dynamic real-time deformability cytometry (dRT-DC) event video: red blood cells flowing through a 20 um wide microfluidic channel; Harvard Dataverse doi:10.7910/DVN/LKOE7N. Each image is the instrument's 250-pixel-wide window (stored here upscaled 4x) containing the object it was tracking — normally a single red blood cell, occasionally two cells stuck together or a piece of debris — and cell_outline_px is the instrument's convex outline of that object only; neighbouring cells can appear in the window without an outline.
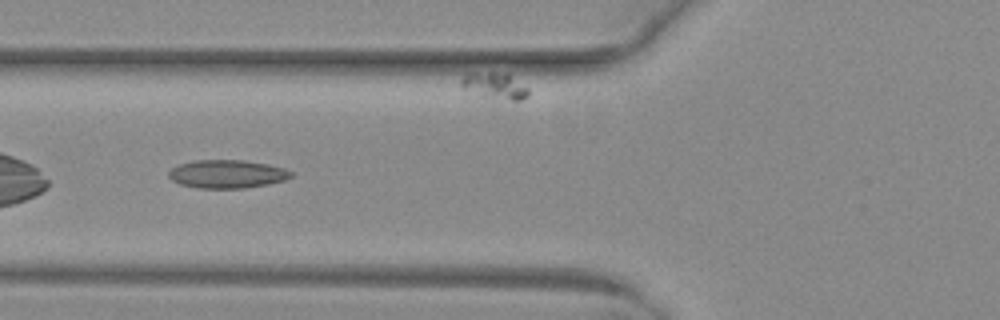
{"species": "common noctule bat (a hibernating species)", "species_latin": "Nyctalus noctula", "temperature_condition": "warm", "stored_images_in_passage": 36, "camera_frame_rate_fps": 3000, "um_per_image_px": 0.085, "animal": {"sex": "female", "body_mass_g": 29.2, "forearm_length_mm": 56.3}, "frame": {"image": 1, "passage_image": 4, "time_ms": 1.0, "image_size_px": [1000, 320], "cell_outline_px": [[292, 176], [284, 180], [268, 184], [244, 188], [200, 188], [180, 184], [172, 180], [168, 176], [168, 172], [172, 168], [180, 164], [196, 160], [244, 160], [268, 164], [284, 168], [292, 172]], "centroid_in_image_um": [19.3, 14.79], "position_along_channel_um": 106.5, "area_um2": 20.06}}
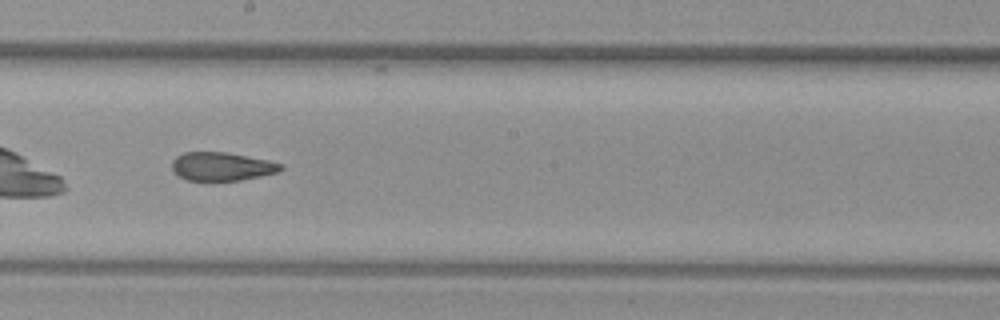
{"frame": {"image": 2, "passage_image": 13, "time_ms": 4.0, "image_size_px": [1000, 320], "cell_outline_px": [[284, 168], [276, 172], [260, 176], [240, 180], [184, 180], [172, 168], [172, 160], [176, 156], [184, 152], [228, 152], [268, 160], [284, 164]], "centroid_in_image_um": [18.86, 14.13], "position_along_channel_um": 229.3, "area_um2": 17.98}}
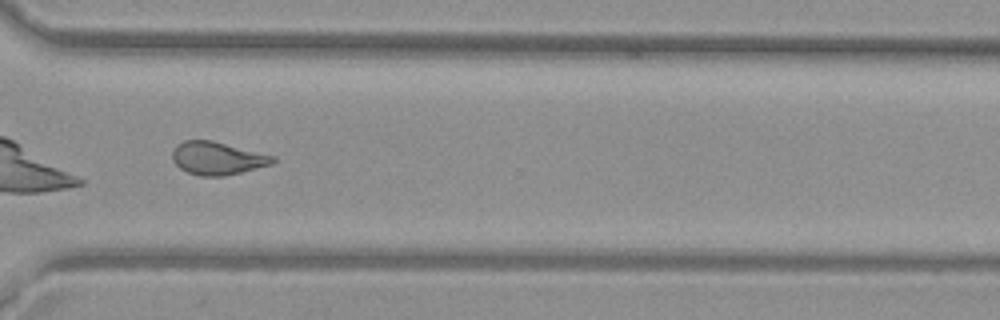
{"frame": {"image": 3, "passage_image": 22, "time_ms": 7.0, "image_size_px": [1000, 320], "cell_outline_px": [[276, 160], [272, 164], [224, 176], [200, 176], [188, 172], [180, 168], [172, 160], [172, 152], [176, 144], [184, 140], [212, 140], [276, 156]], "centroid_in_image_um": [18.47, 13.44], "position_along_channel_um": 352.1, "area_um2": 19.31}}